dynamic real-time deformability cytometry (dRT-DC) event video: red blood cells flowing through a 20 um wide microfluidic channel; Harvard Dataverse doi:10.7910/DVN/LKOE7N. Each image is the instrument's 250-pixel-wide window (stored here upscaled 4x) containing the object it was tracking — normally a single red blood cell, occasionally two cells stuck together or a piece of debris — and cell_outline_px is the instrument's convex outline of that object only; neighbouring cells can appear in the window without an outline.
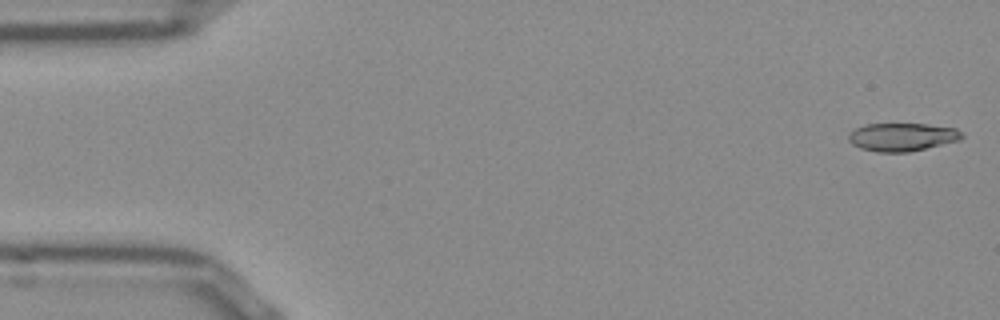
{"species": "Egyptian fruit bat (a non-hibernating species)", "species_latin": "Rousettus aegyptiacus", "temperature_condition": "room temperature", "stored_images_in_passage": 51, "camera_frame_rate_fps": 3000, "um_per_image_px": 0.085, "frame": {"image": 1, "passage_image": 1, "time_ms": 0.0, "image_size_px": [1000, 320], "cell_outline_px": [[964, 136], [960, 140], [908, 152], [876, 152], [860, 148], [852, 144], [848, 140], [848, 132], [864, 124], [928, 124], [956, 128]], "centroid_in_image_um": [76.65, 11.64], "position_along_channel_um": 8.4, "area_um2": 18.61}}
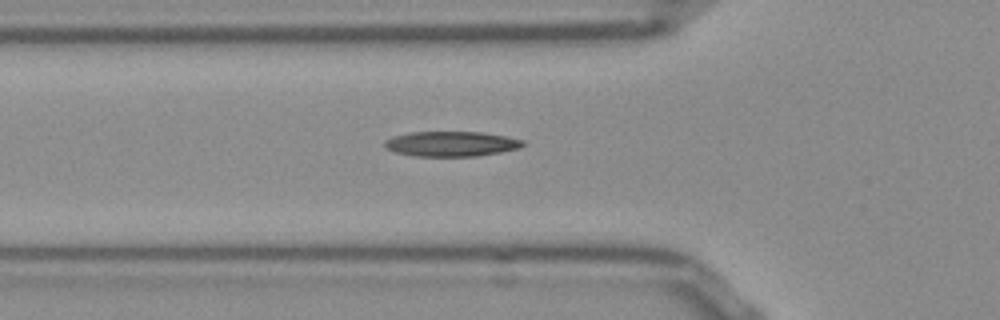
{"frame": {"image": 2, "passage_image": 17, "time_ms": 5.333, "image_size_px": [1000, 320], "cell_outline_px": [[524, 144], [520, 148], [500, 152], [476, 156], [416, 156], [396, 152], [388, 148], [384, 144], [384, 140], [392, 136], [408, 132], [480, 132], [504, 136], [524, 140]], "centroid_in_image_um": [38.35, 12.22], "position_along_channel_um": 87.5, "area_um2": 20.06}}
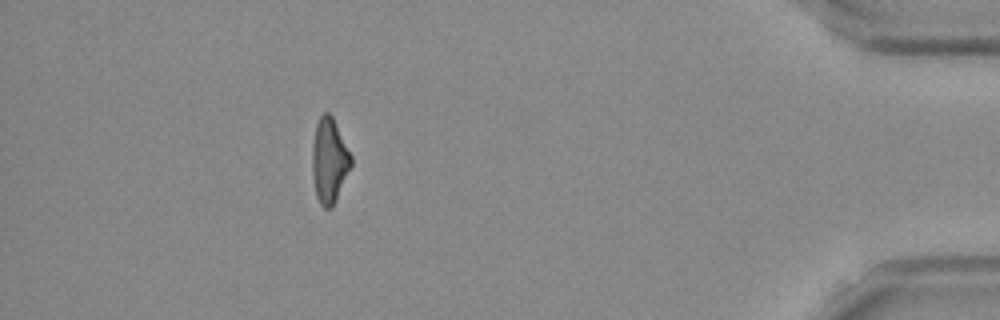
{"frame": {"image": 3, "passage_image": 46, "time_ms": 15.0, "image_size_px": [1000, 320], "cell_outline_px": [[352, 164], [336, 200], [332, 208], [324, 208], [320, 204], [316, 196], [312, 176], [312, 144], [316, 124], [320, 116], [324, 112], [328, 112], [332, 116], [352, 156]], "centroid_in_image_um": [27.98, 13.66], "position_along_channel_um": 407.2, "area_um2": 19.25}, "authors_computed_cell_mechanics": {"area_um2": 19.363, "velocity_mm_per_s": 3.8833, "shape_relaxation_time_tau1_ms": 7.1944, "shape_relaxation_time_tau2_ms": 4.9735, "deformation_change_tau1": 0.2201, "deformation_change_tau2": 0.1288}}